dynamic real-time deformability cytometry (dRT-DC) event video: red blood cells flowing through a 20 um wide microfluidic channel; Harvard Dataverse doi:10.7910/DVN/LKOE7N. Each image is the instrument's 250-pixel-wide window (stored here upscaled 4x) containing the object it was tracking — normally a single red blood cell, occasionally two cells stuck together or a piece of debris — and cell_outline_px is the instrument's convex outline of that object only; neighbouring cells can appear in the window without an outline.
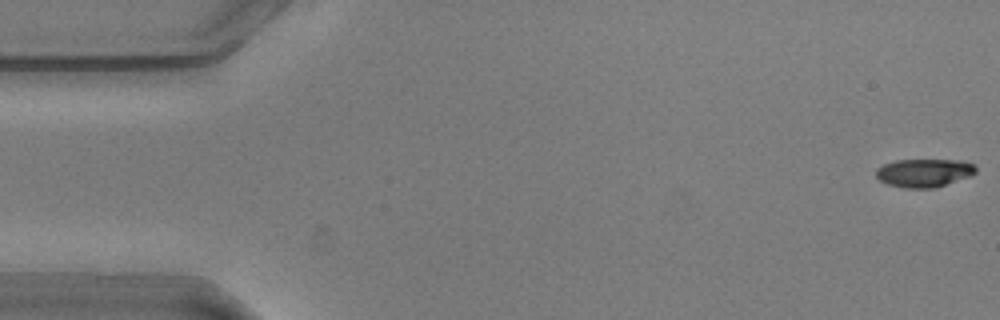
{"species": "common noctule bat (a hibernating species)", "species_latin": "Nyctalus noctula", "temperature_condition": "warm", "stored_images_in_passage": 56, "camera_frame_rate_fps": 3000, "um_per_image_px": 0.085, "animal": {"sex": "male", "body_mass_g": 20.5, "forearm_length_mm": 52.5}, "frame": {"image": 1, "passage_image": 1, "time_ms": 0.0, "image_size_px": [1000, 320], "cell_outline_px": [[976, 172], [972, 176], [932, 188], [904, 188], [888, 184], [880, 180], [876, 176], [876, 168], [884, 164], [896, 160], [960, 160], [972, 164], [976, 168]], "centroid_in_image_um": [78.54, 14.69], "position_along_channel_um": 6.5, "area_um2": 16.36}}
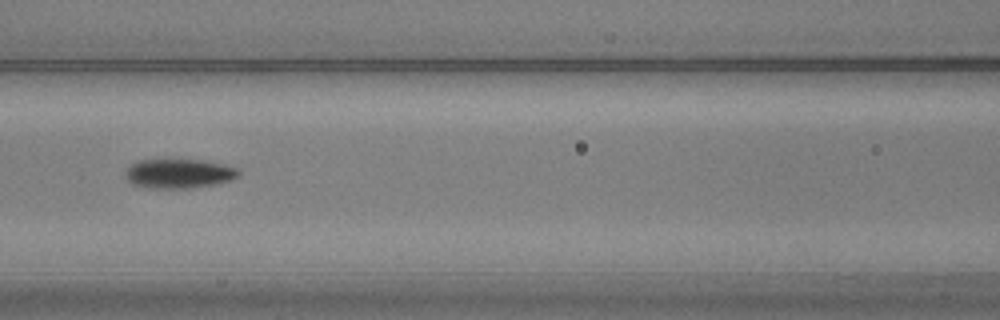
{"frame": {"image": 2, "passage_image": 24, "time_ms": 7.667, "image_size_px": [1000, 320], "cell_outline_px": [[240, 176], [232, 180], [216, 184], [188, 188], [148, 188], [132, 184], [128, 180], [128, 168], [136, 160], [168, 156], [204, 160], [224, 164], [240, 168]], "centroid_in_image_um": [15.25, 14.69], "position_along_channel_um": 151.3, "area_um2": 20.35}}
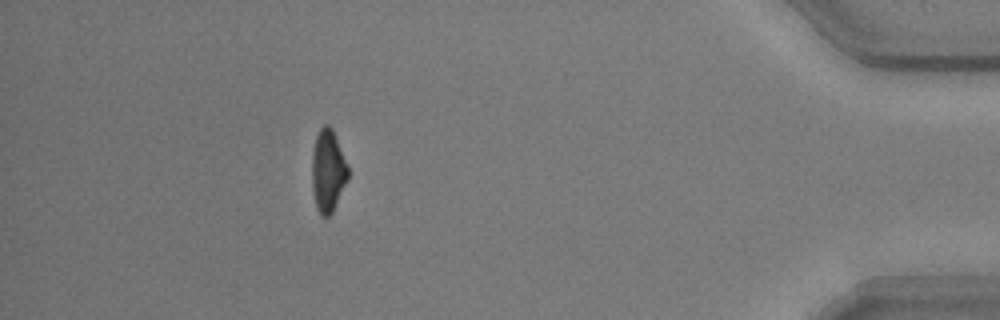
{"frame": {"image": 3, "passage_image": 50, "time_ms": 16.333, "image_size_px": [1000, 320], "cell_outline_px": [[348, 180], [332, 212], [328, 216], [320, 216], [316, 208], [312, 192], [312, 152], [316, 136], [320, 128], [324, 124], [328, 124], [332, 128], [348, 168]], "centroid_in_image_um": [27.85, 14.54], "position_along_channel_um": 407.3, "area_um2": 17.28}, "authors_computed_cell_mechanics": {"area_um2": 18.2648, "velocity_mm_per_s": 3.6076, "shape_relaxation_time_tau1_ms": 1.9321, "shape_relaxation_time_tau2_ms": 4.9762, "deformation_change_tau1": 0.1376, "deformation_change_tau2": 0.1158}}